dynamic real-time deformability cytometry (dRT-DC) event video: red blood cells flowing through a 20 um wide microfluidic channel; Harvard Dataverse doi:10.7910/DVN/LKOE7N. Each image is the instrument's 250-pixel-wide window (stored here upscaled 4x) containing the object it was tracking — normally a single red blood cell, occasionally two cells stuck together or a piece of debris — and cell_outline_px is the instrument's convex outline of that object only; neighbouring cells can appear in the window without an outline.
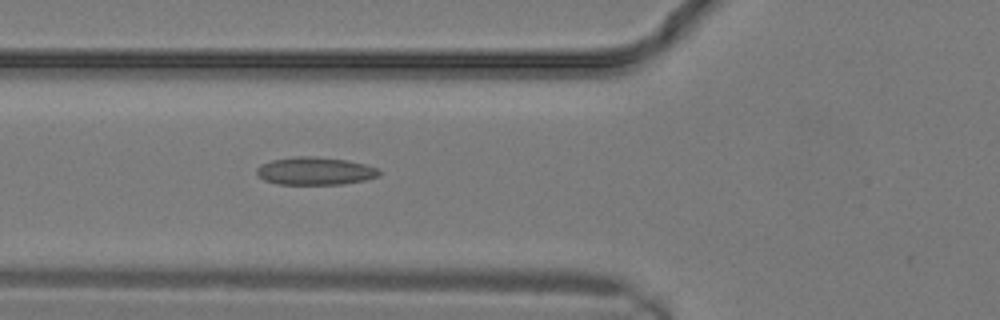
{"species": "common noctule bat (a hibernating species)", "species_latin": "Nyctalus noctula", "temperature_condition": "warm", "stored_images_in_passage": 10, "camera_frame_rate_fps": 3000, "um_per_image_px": 0.085, "animal": {"sex": "male", "body_mass_g": 19.2, "forearm_length_mm": 51.8}, "frame": {"image": 1, "passage_image": 10, "time_ms": 3.0, "image_size_px": [1000, 320], "cell_outline_px": [[380, 176], [364, 180], [340, 184], [276, 184], [264, 180], [256, 172], [256, 168], [260, 164], [272, 160], [296, 156], [316, 156], [348, 160], [380, 168]], "centroid_in_image_um": [26.79, 14.53], "position_along_channel_um": 99.0, "area_um2": 19.94}}